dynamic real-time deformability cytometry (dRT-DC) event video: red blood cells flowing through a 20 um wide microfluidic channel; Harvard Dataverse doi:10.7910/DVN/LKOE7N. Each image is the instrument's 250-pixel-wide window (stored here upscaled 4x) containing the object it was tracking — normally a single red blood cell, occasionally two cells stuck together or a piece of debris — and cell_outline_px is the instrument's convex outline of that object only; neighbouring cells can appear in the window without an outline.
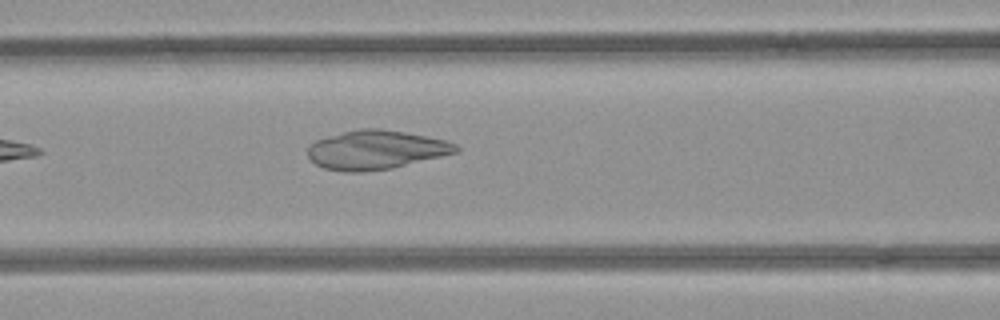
{"species": "common noctule bat (a hibernating species)", "species_latin": "Nyctalus noctula", "temperature_condition": "room temperature", "stored_images_in_passage": 5, "camera_frame_rate_fps": 3000, "um_per_image_px": 0.085, "animal": {"sex": "female", "body_mass_g": 21.9}, "frame": {"image": 1, "passage_image": 5, "time_ms": 1.333, "image_size_px": [1000, 320], "cell_outline_px": [[460, 152], [392, 168], [360, 172], [344, 172], [324, 168], [316, 164], [308, 156], [308, 144], [316, 140], [328, 136], [360, 128], [380, 128], [404, 132], [444, 140], [456, 144], [460, 148]], "centroid_in_image_um": [31.95, 12.74], "position_along_channel_um": 134.6, "area_um2": 33.64}}